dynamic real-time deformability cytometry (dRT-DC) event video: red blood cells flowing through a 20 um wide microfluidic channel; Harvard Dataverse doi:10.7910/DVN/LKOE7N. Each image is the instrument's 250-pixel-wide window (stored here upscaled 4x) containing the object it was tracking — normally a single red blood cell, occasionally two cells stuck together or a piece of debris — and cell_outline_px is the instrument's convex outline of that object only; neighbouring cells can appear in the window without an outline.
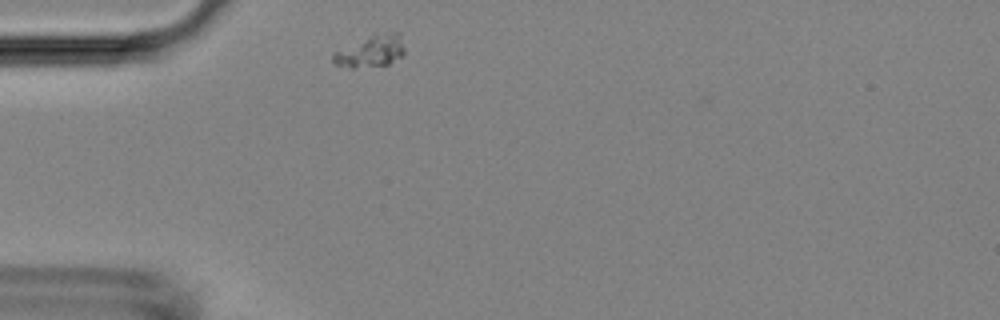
{"species": "Egyptian fruit bat (a non-hibernating species)", "species_latin": "Rousettus aegyptiacus", "temperature_condition": "room temperature", "stored_images_in_passage": 1, "camera_frame_rate_fps": 3000, "um_per_image_px": 0.085, "animal": {"sex": "female"}, "frame": {"image": 1, "passage_image": 1, "time_ms": 0.0, "image_size_px": [1000, 320], "cell_outline_px": [[404, 52], [400, 56], [388, 64], [352, 68], [348, 68], [336, 64], [332, 60], [332, 52], [376, 32], [400, 32], [404, 48]], "centroid_in_image_um": [31.5, 4.32], "position_along_channel_um": 53.5, "area_um2": 13.35}}